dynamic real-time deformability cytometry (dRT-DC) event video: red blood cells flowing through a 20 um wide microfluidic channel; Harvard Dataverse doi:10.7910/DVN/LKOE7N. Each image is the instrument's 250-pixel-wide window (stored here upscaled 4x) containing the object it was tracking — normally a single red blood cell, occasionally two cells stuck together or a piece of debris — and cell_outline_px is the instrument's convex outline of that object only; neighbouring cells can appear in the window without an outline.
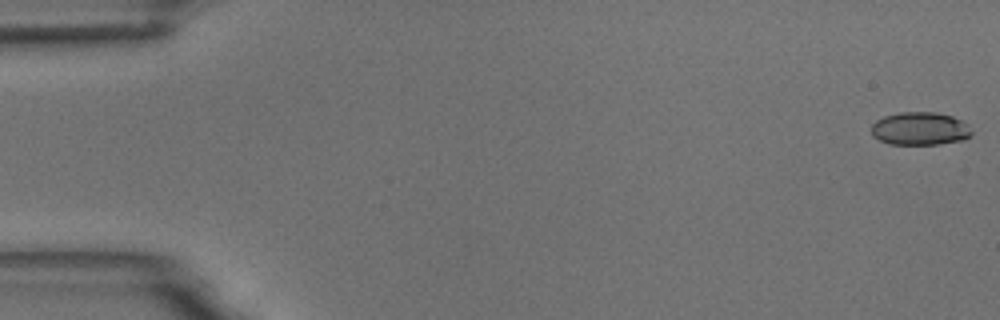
{"species": "common noctule bat (a hibernating species)", "species_latin": "Nyctalus noctula", "temperature_condition": "room temperature", "stored_images_in_passage": 6, "camera_frame_rate_fps": 3000, "um_per_image_px": 0.085, "animal": {"sex": "male", "body_mass_g": 18.8}, "frame": {"image": 1, "passage_image": 1, "time_ms": 0.0, "image_size_px": [1000, 320], "cell_outline_px": [[972, 136], [964, 140], [936, 144], [892, 144], [880, 140], [872, 136], [872, 124], [876, 120], [884, 116], [900, 112], [936, 112], [952, 116], [968, 124], [972, 132]], "centroid_in_image_um": [78.22, 10.93], "position_along_channel_um": 6.8, "area_um2": 19.36}}
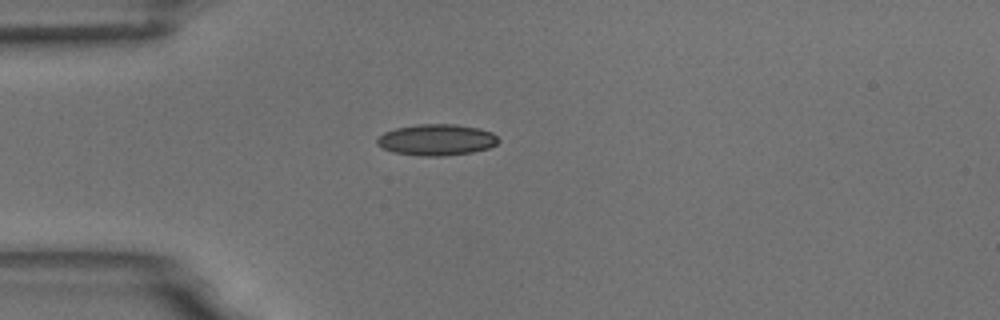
{"frame": {"image": 2, "passage_image": 5, "time_ms": 4.667, "image_size_px": [1000, 320], "cell_outline_px": [[500, 140], [496, 144], [488, 148], [472, 152], [444, 156], [420, 156], [396, 152], [384, 148], [376, 144], [376, 140], [384, 132], [396, 128], [416, 124], [456, 124], [480, 128], [492, 132]], "centroid_in_image_um": [37.13, 11.87], "position_along_channel_um": 47.9, "area_um2": 22.08}}